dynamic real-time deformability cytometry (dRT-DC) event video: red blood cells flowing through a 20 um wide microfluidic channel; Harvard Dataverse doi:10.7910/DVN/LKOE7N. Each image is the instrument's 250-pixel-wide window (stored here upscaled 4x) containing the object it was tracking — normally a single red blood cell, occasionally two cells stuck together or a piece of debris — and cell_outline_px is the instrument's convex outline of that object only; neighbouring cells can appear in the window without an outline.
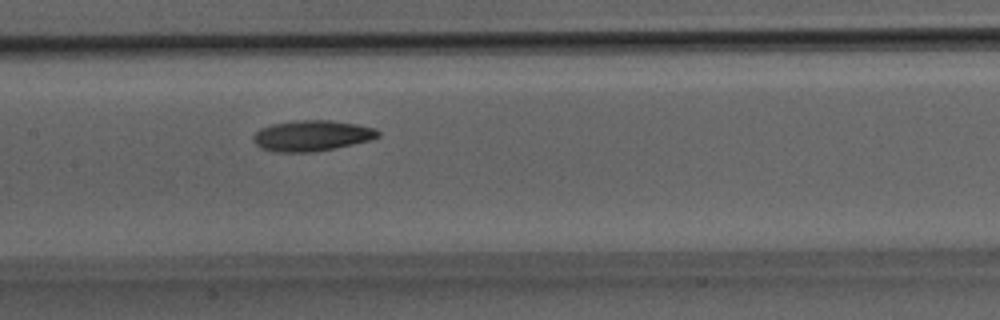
{"species": "Egyptian fruit bat (a non-hibernating species)", "species_latin": "Rousettus aegyptiacus", "temperature_condition": "room temperature", "stored_images_in_passage": 16, "camera_frame_rate_fps": 3000, "um_per_image_px": 0.085, "animal": {"sex": "male"}, "frame": {"image": 1, "passage_image": 14, "time_ms": 4.333, "image_size_px": [1000, 320], "cell_outline_px": [[380, 136], [368, 140], [352, 144], [312, 152], [272, 152], [260, 148], [252, 140], [252, 136], [260, 128], [272, 124], [296, 120], [332, 120], [356, 124], [376, 128], [380, 132]], "centroid_in_image_um": [26.46, 11.53], "position_along_channel_um": 180.9, "area_um2": 22.37}}